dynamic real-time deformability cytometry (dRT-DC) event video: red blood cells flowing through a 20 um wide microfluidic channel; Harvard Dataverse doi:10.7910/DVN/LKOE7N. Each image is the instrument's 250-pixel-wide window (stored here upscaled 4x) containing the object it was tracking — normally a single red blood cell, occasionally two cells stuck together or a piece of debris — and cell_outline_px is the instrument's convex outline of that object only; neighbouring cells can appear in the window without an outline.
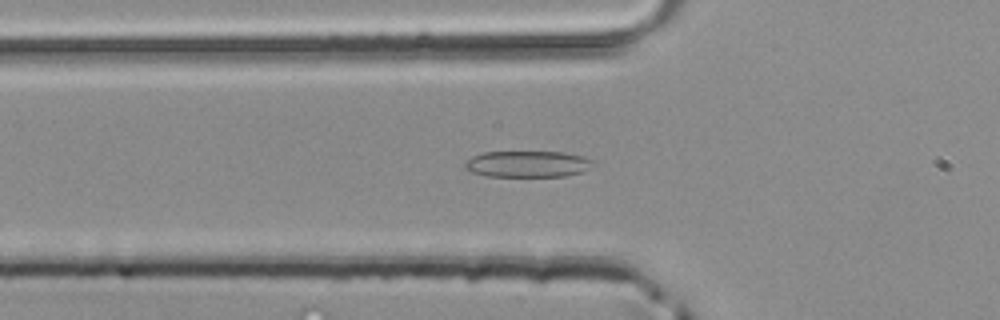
{"species": "common noctule bat (a hibernating species)", "species_latin": "Nyctalus noctula", "temperature_condition": "room temperature", "stored_images_in_passage": 38, "camera_frame_rate_fps": 3000, "um_per_image_px": 0.085, "animal": {"sex": "male", "body_mass_g": 20.4}, "frame": {"image": 1, "passage_image": 7, "time_ms": 2.0, "image_size_px": [1000, 320], "cell_outline_px": [[592, 160], [588, 168], [580, 172], [564, 176], [488, 176], [472, 172], [464, 168], [464, 164], [472, 156], [484, 152], [564, 152], [584, 156]], "centroid_in_image_um": [44.8, 13.93], "position_along_channel_um": 81.0, "area_um2": 19.42}}
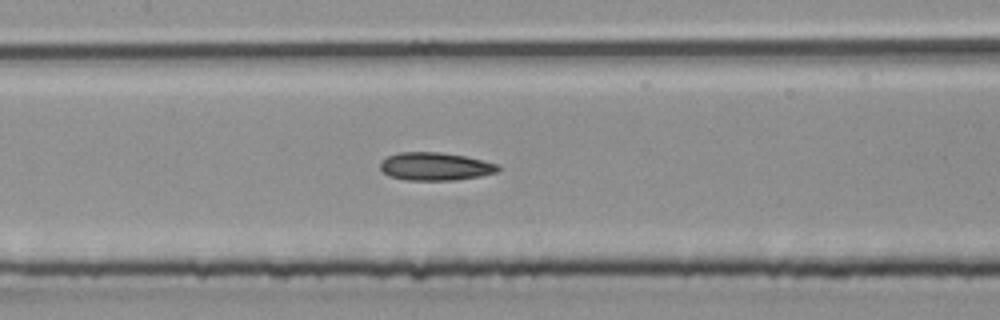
{"frame": {"image": 2, "passage_image": 13, "time_ms": 4.0, "image_size_px": [1000, 320], "cell_outline_px": [[500, 168], [496, 172], [480, 176], [456, 180], [408, 180], [388, 176], [380, 168], [380, 160], [388, 156], [400, 152], [440, 152], [464, 156], [500, 164]], "centroid_in_image_um": [36.99, 14.14], "position_along_channel_um": 170.4, "area_um2": 19.25}}
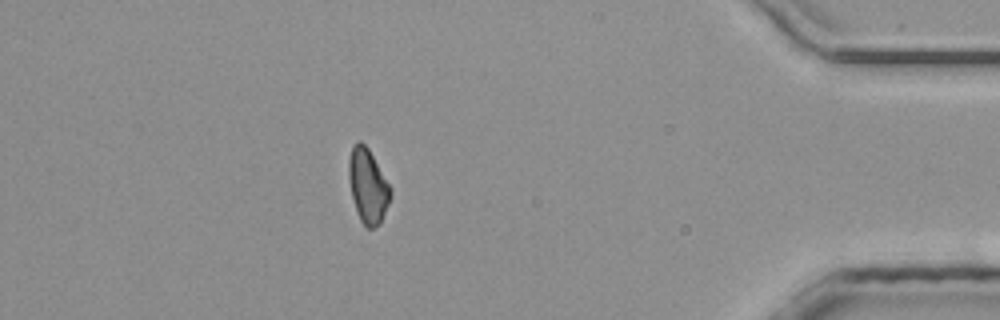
{"frame": {"image": 3, "passage_image": 32, "time_ms": 10.333, "image_size_px": [1000, 320], "cell_outline_px": [[392, 196], [380, 224], [372, 228], [368, 228], [360, 220], [352, 196], [348, 180], [348, 160], [352, 144], [356, 140], [360, 140], [368, 148], [392, 188]], "centroid_in_image_um": [31.27, 15.77], "position_along_channel_um": 403.9, "area_um2": 18.26}}